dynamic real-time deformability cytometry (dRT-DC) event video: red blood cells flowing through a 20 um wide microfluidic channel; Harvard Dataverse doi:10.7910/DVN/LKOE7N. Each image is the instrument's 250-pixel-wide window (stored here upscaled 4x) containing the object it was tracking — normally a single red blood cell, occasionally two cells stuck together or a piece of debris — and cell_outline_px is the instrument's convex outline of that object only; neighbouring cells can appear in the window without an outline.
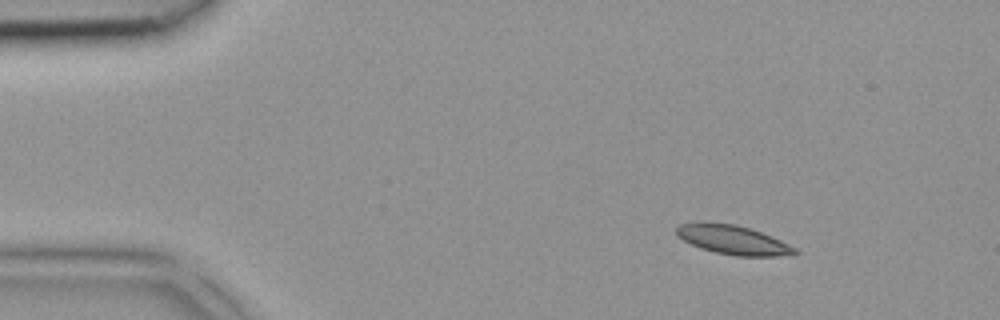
{"species": "common noctule bat (a hibernating species)", "species_latin": "Nyctalus noctula", "temperature_condition": "room temperature", "stored_images_in_passage": 2, "camera_frame_rate_fps": 3000, "um_per_image_px": 0.085, "animal": {"sex": "female", "body_mass_g": 18.4}, "frame": {"image": 1, "passage_image": 1, "time_ms": 0.0, "image_size_px": [1000, 320], "cell_outline_px": [[800, 252], [776, 256], [736, 256], [716, 252], [700, 248], [676, 236], [676, 228], [680, 224], [704, 220], [736, 224], [772, 236], [796, 248]], "centroid_in_image_um": [62.24, 20.36], "position_along_channel_um": 22.8, "area_um2": 20.23}}